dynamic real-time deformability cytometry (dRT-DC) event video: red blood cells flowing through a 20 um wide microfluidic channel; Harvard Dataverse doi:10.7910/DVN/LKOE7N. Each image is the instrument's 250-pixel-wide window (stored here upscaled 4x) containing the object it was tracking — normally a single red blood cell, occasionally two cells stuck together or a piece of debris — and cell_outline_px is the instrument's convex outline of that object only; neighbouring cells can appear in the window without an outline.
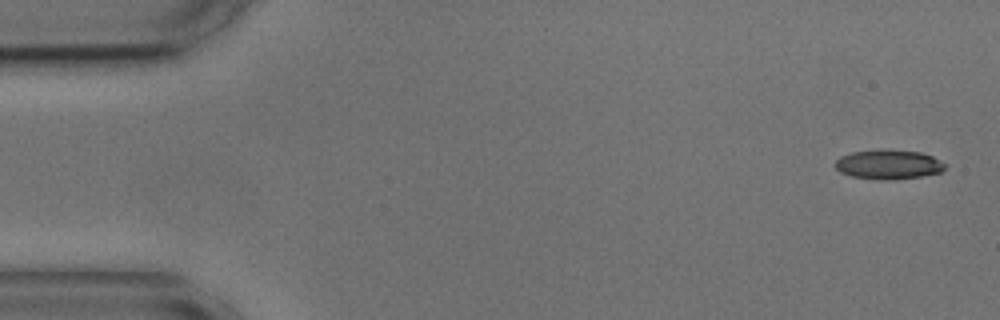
{"species": "common noctule bat (a hibernating species)", "species_latin": "Nyctalus noctula", "temperature_condition": "cold", "stored_images_in_passage": 6, "camera_frame_rate_fps": 3000, "um_per_image_px": 0.085, "animal": {"sex": "male", "body_mass_g": 17.9, "forearm_length_mm": 54.2}, "frame": {"image": 1, "passage_image": 1, "time_ms": 0.0, "image_size_px": [1000, 320], "cell_outline_px": [[948, 164], [940, 172], [920, 176], [880, 180], [852, 176], [840, 172], [836, 168], [836, 160], [840, 156], [852, 152], [920, 152], [932, 156]], "centroid_in_image_um": [75.53, 14.01], "position_along_channel_um": 9.5, "area_um2": 17.86}}
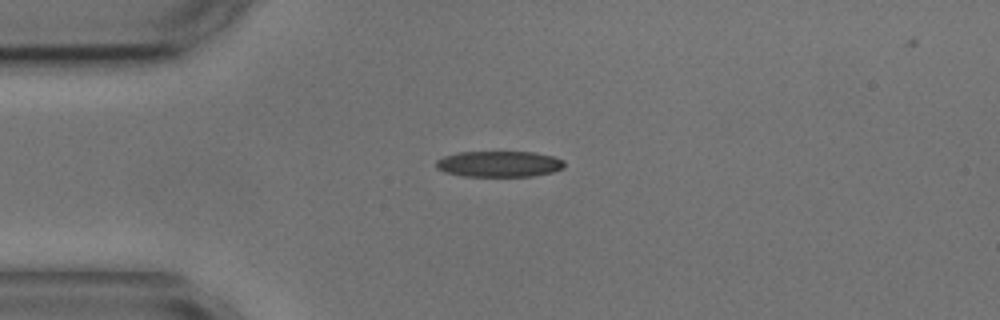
{"frame": {"image": 2, "passage_image": 4, "time_ms": 3.667, "image_size_px": [1000, 320], "cell_outline_px": [[564, 168], [552, 172], [532, 176], [464, 176], [444, 172], [436, 168], [436, 160], [444, 156], [460, 152], [536, 152], [552, 156], [564, 160]], "centroid_in_image_um": [42.43, 13.93], "position_along_channel_um": 42.6, "area_um2": 19.42}}